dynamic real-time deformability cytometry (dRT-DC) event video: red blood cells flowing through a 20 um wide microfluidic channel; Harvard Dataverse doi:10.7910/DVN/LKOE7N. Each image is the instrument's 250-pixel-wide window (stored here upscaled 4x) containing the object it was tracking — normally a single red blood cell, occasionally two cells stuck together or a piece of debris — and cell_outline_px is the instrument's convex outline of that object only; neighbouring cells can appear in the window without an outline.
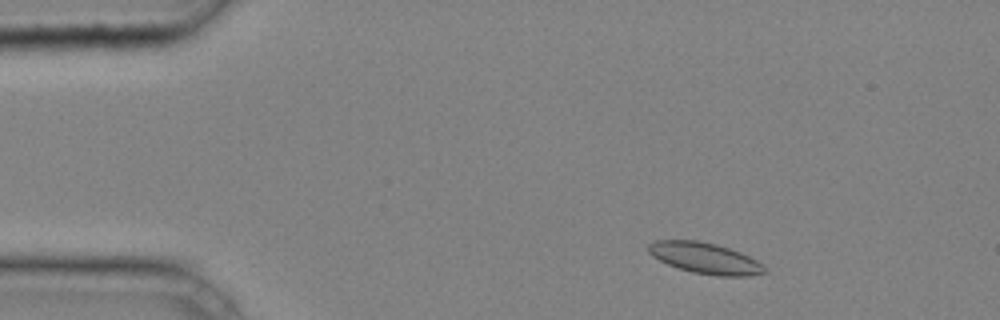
{"species": "common noctule bat (a hibernating species)", "species_latin": "Nyctalus noctula", "temperature_condition": "cold", "stored_images_in_passage": 43, "camera_frame_rate_fps": 3000, "um_per_image_px": 0.085, "animal": {"sex": "male", "body_mass_g": 20.4}, "frame": {"image": 1, "passage_image": 5, "time_ms": 1.333, "image_size_px": [1000, 320], "cell_outline_px": [[768, 272], [752, 276], [720, 276], [692, 272], [676, 268], [652, 256], [648, 252], [648, 244], [656, 240], [696, 240], [716, 244], [740, 252], [764, 264]], "centroid_in_image_um": [59.95, 21.95], "position_along_channel_um": 25.1, "area_um2": 21.1}}
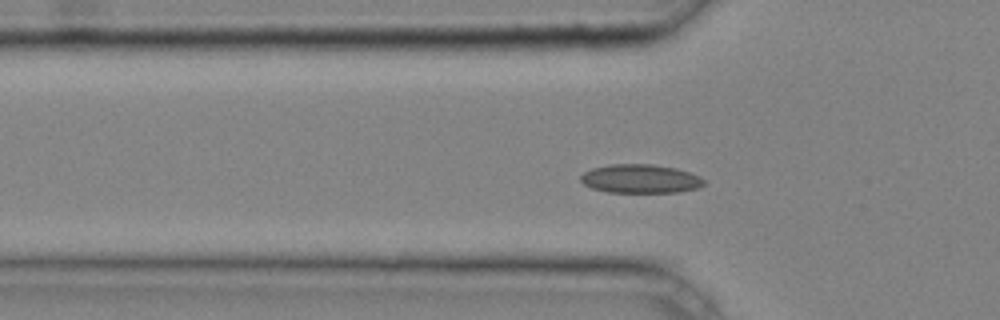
{"frame": {"image": 2, "passage_image": 13, "time_ms": 4.0, "image_size_px": [1000, 320], "cell_outline_px": [[704, 184], [696, 188], [676, 192], [608, 192], [592, 188], [584, 184], [580, 180], [580, 176], [584, 172], [592, 168], [608, 164], [652, 164], [676, 168], [700, 176], [704, 180]], "centroid_in_image_um": [54.4, 15.18], "position_along_channel_um": 71.4, "area_um2": 20.58}}
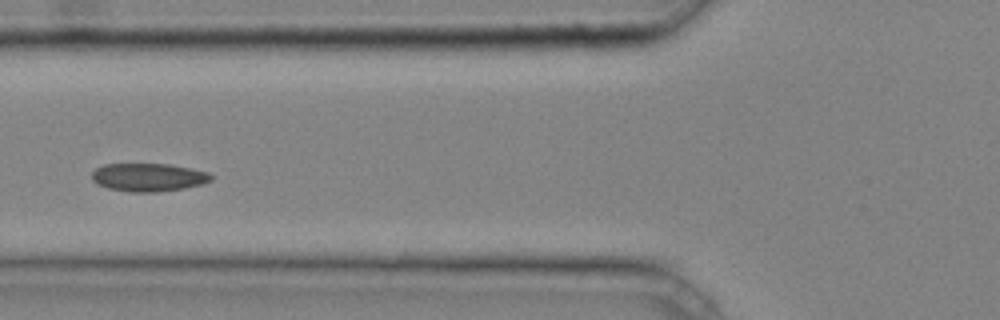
{"frame": {"image": 3, "passage_image": 16, "time_ms": 5.0, "image_size_px": [1000, 320], "cell_outline_px": [[212, 180], [204, 184], [184, 188], [156, 192], [128, 192], [108, 188], [96, 184], [92, 180], [92, 172], [96, 168], [104, 164], [168, 164], [192, 168], [208, 172], [212, 176]], "centroid_in_image_um": [12.62, 15.07], "position_along_channel_um": 113.2, "area_um2": 19.71}, "authors_computed_cell_mechanics": {"area_um2": 19.363, "velocity_mm_per_s": 4.211, "shape_relaxation_time_tau1_ms": 4.5457, "shape_relaxation_time_tau2_ms": 1.8821, "deformation_change_tau1": 0.0514, "deformation_change_tau2": 0.0519}}